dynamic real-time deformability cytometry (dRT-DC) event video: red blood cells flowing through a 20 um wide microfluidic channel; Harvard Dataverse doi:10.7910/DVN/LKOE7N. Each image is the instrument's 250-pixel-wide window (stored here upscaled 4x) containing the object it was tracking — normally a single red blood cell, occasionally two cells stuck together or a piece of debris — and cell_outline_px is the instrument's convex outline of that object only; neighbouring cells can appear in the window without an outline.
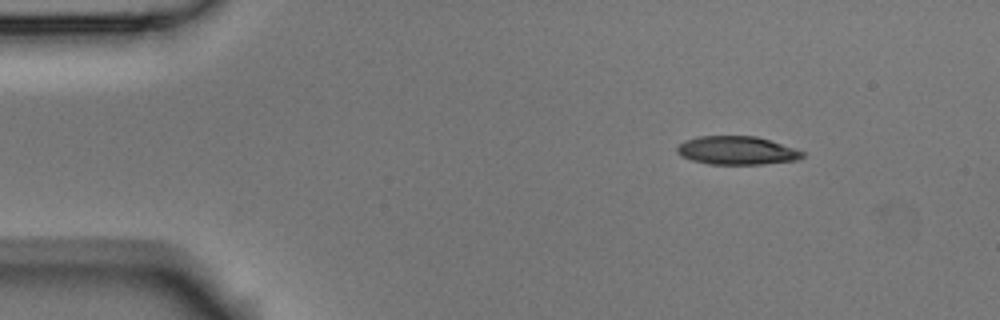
{"species": "Egyptian fruit bat (a non-hibernating species)", "species_latin": "Rousettus aegyptiacus", "temperature_condition": "room temperature", "stored_images_in_passage": 7, "camera_frame_rate_fps": 3000, "um_per_image_px": 0.085, "animal": {"sex": "male"}, "frame": {"image": 1, "passage_image": 1, "time_ms": 0.0, "image_size_px": [1000, 320], "cell_outline_px": [[808, 152], [804, 156], [796, 160], [760, 164], [708, 164], [692, 160], [680, 156], [676, 152], [676, 148], [684, 140], [700, 136], [756, 136]], "centroid_in_image_um": [62.63, 12.79], "position_along_channel_um": 22.4, "area_um2": 20.81}}
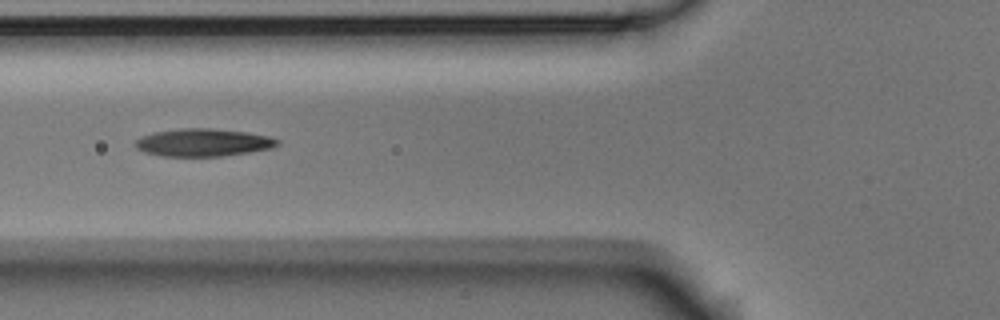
{"frame": {"image": 2, "passage_image": 5, "time_ms": 1.333, "image_size_px": [1000, 320], "cell_outline_px": [[280, 144], [272, 148], [224, 156], [160, 156], [144, 152], [136, 148], [136, 140], [144, 136], [156, 132], [184, 128], [208, 128], [248, 132], [268, 136], [280, 140]], "centroid_in_image_um": [17.31, 12.12], "position_along_channel_um": 108.5, "area_um2": 22.77}}
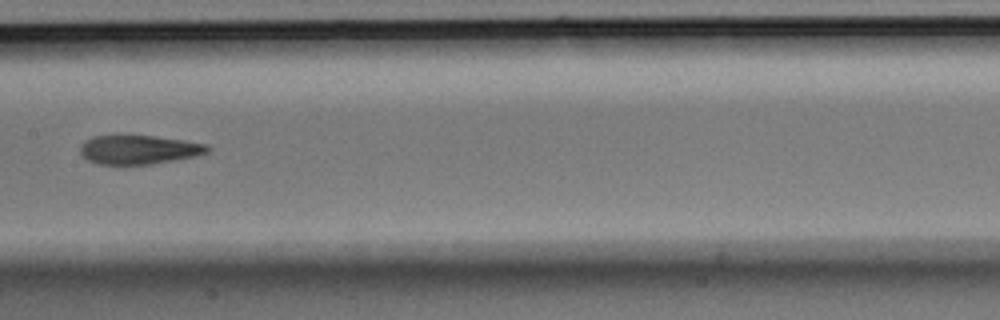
{"frame": {"image": 3, "passage_image": 7, "time_ms": 2.0, "image_size_px": [1000, 320], "cell_outline_px": [[212, 148], [208, 152], [196, 156], [152, 164], [100, 164], [88, 160], [80, 152], [80, 148], [84, 140], [92, 136], [116, 132], [152, 136], [208, 144]], "centroid_in_image_um": [11.75, 12.67], "position_along_channel_um": 195.6, "area_um2": 22.14}}